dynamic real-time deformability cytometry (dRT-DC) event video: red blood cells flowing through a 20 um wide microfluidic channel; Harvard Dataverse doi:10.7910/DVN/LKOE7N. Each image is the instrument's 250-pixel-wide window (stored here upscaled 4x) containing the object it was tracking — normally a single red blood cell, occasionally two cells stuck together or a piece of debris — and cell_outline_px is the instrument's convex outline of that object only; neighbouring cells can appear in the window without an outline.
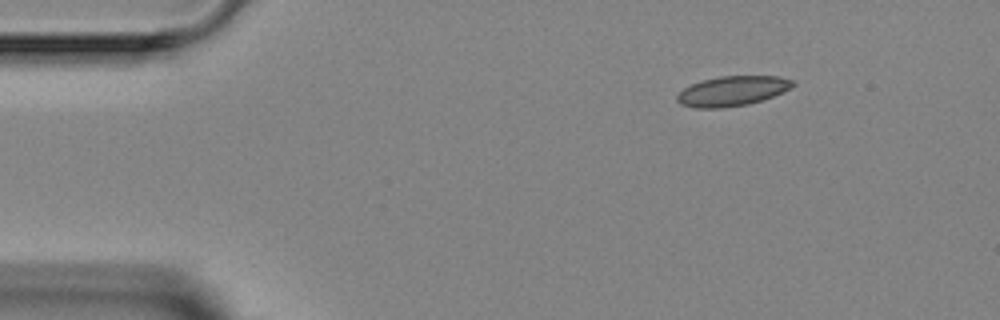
{"species": "Egyptian fruit bat (a non-hibernating species)", "species_latin": "Rousettus aegyptiacus", "temperature_condition": "room temperature", "stored_images_in_passage": 5, "segment_of_instrument_passage": [2, 2], "camera_frame_rate_fps": 3000, "um_per_image_px": 0.085, "animal": {"sex": "female"}, "frame": {"image": 1, "passage_image": 5, "time_ms": 6.0, "image_size_px": [1000, 320], "cell_outline_px": [[796, 84], [792, 88], [772, 96], [748, 104], [720, 108], [696, 108], [680, 104], [676, 100], [676, 96], [684, 88], [692, 84], [704, 80], [720, 76], [780, 76], [796, 80]], "centroid_in_image_um": [62.28, 7.73], "position_along_channel_um": 22.7, "area_um2": 20.11}}